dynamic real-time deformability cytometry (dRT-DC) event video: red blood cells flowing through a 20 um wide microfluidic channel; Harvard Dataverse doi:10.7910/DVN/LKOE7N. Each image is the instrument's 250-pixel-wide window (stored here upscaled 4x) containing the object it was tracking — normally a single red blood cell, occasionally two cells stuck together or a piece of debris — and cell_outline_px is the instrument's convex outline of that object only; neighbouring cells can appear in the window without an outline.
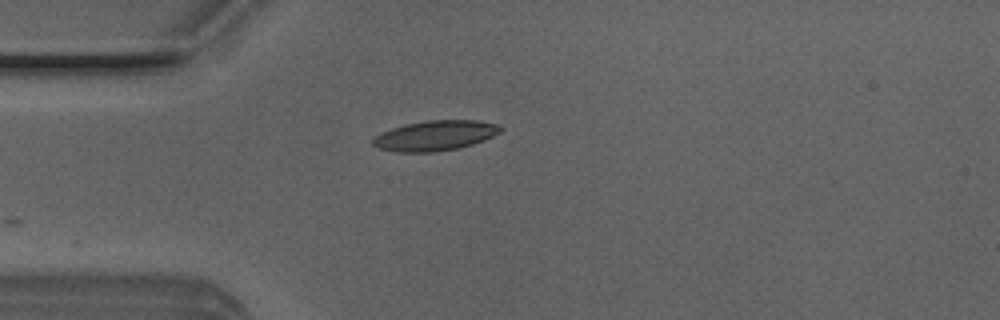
{"species": "Egyptian fruit bat (a non-hibernating species)", "species_latin": "Rousettus aegyptiacus", "temperature_condition": "room temperature", "stored_images_in_passage": 6, "camera_frame_rate_fps": 3000, "um_per_image_px": 0.085, "animal": {"sex": "male"}, "frame": {"image": 1, "passage_image": 1, "time_ms": 0.0, "image_size_px": [1000, 320], "cell_outline_px": [[504, 128], [500, 132], [484, 140], [460, 148], [436, 152], [396, 152], [376, 148], [372, 144], [372, 140], [380, 132], [404, 124], [424, 120], [476, 120], [496, 124]], "centroid_in_image_um": [36.95, 11.53], "position_along_channel_um": 48.0, "area_um2": 22.6}}